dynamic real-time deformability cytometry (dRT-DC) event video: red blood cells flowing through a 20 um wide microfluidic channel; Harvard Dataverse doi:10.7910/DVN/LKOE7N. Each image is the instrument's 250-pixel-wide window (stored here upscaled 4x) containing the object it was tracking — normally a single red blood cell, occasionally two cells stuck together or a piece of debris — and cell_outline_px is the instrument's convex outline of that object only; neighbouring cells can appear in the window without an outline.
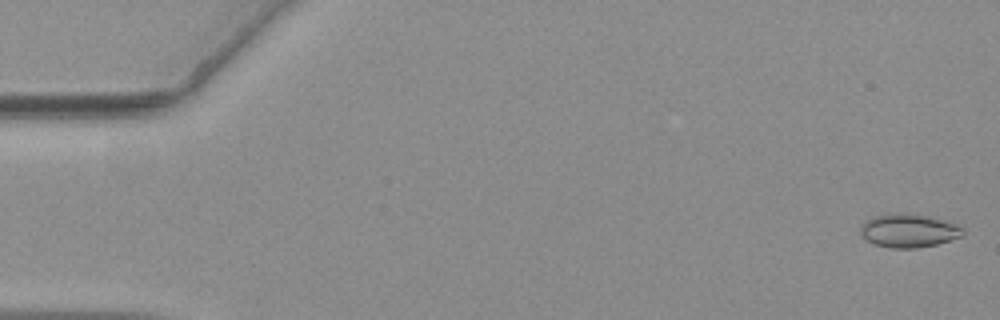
{"species": "common noctule bat (a hibernating species)", "species_latin": "Nyctalus noctula", "temperature_condition": "warm", "stored_images_in_passage": 57, "camera_frame_rate_fps": 3000, "um_per_image_px": 0.085, "animal": {"sex": "female", "body_mass_g": 19.3, "forearm_length_mm": 54.1}, "frame": {"image": 1, "passage_image": 2, "time_ms": 0.333, "image_size_px": [1000, 320], "cell_outline_px": [[964, 236], [936, 244], [916, 248], [892, 248], [872, 244], [860, 232], [860, 224], [876, 216], [928, 216], [944, 220], [956, 224], [964, 228]], "centroid_in_image_um": [77.29, 19.66], "position_along_channel_um": 7.7, "area_um2": 19.19}}
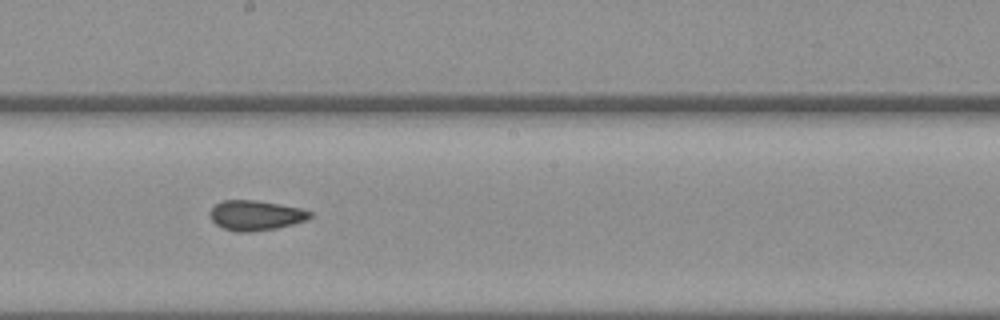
{"frame": {"image": 2, "passage_image": 32, "time_ms": 10.333, "image_size_px": [1000, 320], "cell_outline_px": [[312, 216], [308, 220], [276, 228], [248, 232], [236, 232], [220, 228], [212, 220], [208, 212], [216, 204], [224, 200], [256, 200], [280, 204], [300, 208], [312, 212]], "centroid_in_image_um": [21.72, 18.31], "position_along_channel_um": 226.5, "area_um2": 17.57}}
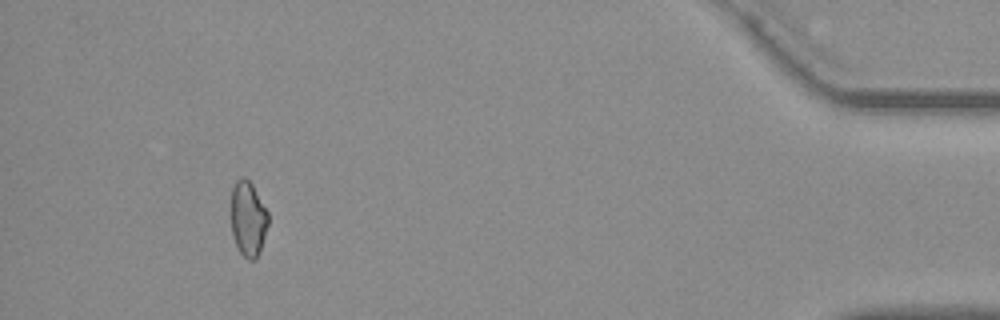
{"frame": {"image": 3, "passage_image": 53, "time_ms": 17.333, "image_size_px": [1000, 320], "cell_outline_px": [[268, 224], [260, 252], [256, 260], [248, 260], [240, 252], [236, 244], [232, 232], [232, 188], [236, 180], [244, 176], [252, 184], [268, 212]], "centroid_in_image_um": [21.1, 18.61], "position_along_channel_um": 414.1, "area_um2": 16.13}, "authors_computed_cell_mechanics": {"area_um2": 17.5712, "velocity_mm_per_s": 3.6661, "shape_relaxation_time_tau1_ms": 10.7296, "shape_relaxation_time_tau2_ms": 2.5864, "deformation_change_tau1": 0.1432, "deformation_change_tau2": 0.0684}}